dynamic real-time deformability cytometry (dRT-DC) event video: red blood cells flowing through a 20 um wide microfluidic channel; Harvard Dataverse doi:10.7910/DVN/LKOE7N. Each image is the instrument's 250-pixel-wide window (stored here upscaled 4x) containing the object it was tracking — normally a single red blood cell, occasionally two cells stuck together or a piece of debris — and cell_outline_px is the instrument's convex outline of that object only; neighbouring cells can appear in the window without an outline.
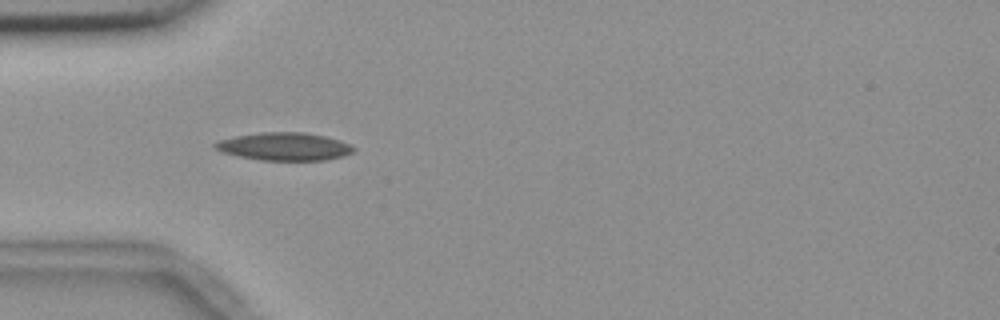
{"species": "common noctule bat (a hibernating species)", "species_latin": "Nyctalus noctula", "temperature_condition": "room temperature", "stored_images_in_passage": 10, "camera_frame_rate_fps": 3000, "um_per_image_px": 0.085, "animal": {"sex": "female", "body_mass_g": 18.4}, "frame": {"image": 1, "passage_image": 4, "time_ms": 1.0, "image_size_px": [1000, 320], "cell_outline_px": [[356, 148], [352, 152], [344, 156], [324, 160], [260, 160], [220, 152], [212, 144], [220, 140], [236, 136], [264, 132], [304, 132], [324, 136], [340, 140], [352, 144]], "centroid_in_image_um": [24.2, 12.45], "position_along_channel_um": 60.8, "area_um2": 22.43}}